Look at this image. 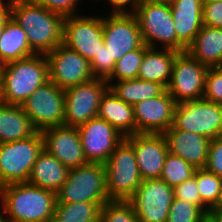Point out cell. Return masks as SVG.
<instances>
[{"mask_svg":"<svg viewBox=\"0 0 222 222\" xmlns=\"http://www.w3.org/2000/svg\"><path fill=\"white\" fill-rule=\"evenodd\" d=\"M11 17L25 30L35 54L51 52L62 43L64 16L33 0H12Z\"/></svg>","mask_w":222,"mask_h":222,"instance_id":"cell-1","label":"cell"},{"mask_svg":"<svg viewBox=\"0 0 222 222\" xmlns=\"http://www.w3.org/2000/svg\"><path fill=\"white\" fill-rule=\"evenodd\" d=\"M57 198L28 182L0 187V203L10 222H52Z\"/></svg>","mask_w":222,"mask_h":222,"instance_id":"cell-2","label":"cell"},{"mask_svg":"<svg viewBox=\"0 0 222 222\" xmlns=\"http://www.w3.org/2000/svg\"><path fill=\"white\" fill-rule=\"evenodd\" d=\"M49 80V67L44 54L7 63L0 73V102L21 105Z\"/></svg>","mask_w":222,"mask_h":222,"instance_id":"cell-3","label":"cell"},{"mask_svg":"<svg viewBox=\"0 0 222 222\" xmlns=\"http://www.w3.org/2000/svg\"><path fill=\"white\" fill-rule=\"evenodd\" d=\"M56 203H98L110 201L106 187V168L101 163L88 162L71 168L67 180L56 193Z\"/></svg>","mask_w":222,"mask_h":222,"instance_id":"cell-4","label":"cell"},{"mask_svg":"<svg viewBox=\"0 0 222 222\" xmlns=\"http://www.w3.org/2000/svg\"><path fill=\"white\" fill-rule=\"evenodd\" d=\"M104 166L109 199L128 201L143 181L133 146L124 138Z\"/></svg>","mask_w":222,"mask_h":222,"instance_id":"cell-5","label":"cell"},{"mask_svg":"<svg viewBox=\"0 0 222 222\" xmlns=\"http://www.w3.org/2000/svg\"><path fill=\"white\" fill-rule=\"evenodd\" d=\"M42 150L41 131L23 140L0 144V187L28 182L32 167Z\"/></svg>","mask_w":222,"mask_h":222,"instance_id":"cell-6","label":"cell"},{"mask_svg":"<svg viewBox=\"0 0 222 222\" xmlns=\"http://www.w3.org/2000/svg\"><path fill=\"white\" fill-rule=\"evenodd\" d=\"M134 15L146 46L177 51V36L170 5L141 1Z\"/></svg>","mask_w":222,"mask_h":222,"instance_id":"cell-7","label":"cell"},{"mask_svg":"<svg viewBox=\"0 0 222 222\" xmlns=\"http://www.w3.org/2000/svg\"><path fill=\"white\" fill-rule=\"evenodd\" d=\"M173 125L213 141L222 136V105L204 98L177 103Z\"/></svg>","mask_w":222,"mask_h":222,"instance_id":"cell-8","label":"cell"},{"mask_svg":"<svg viewBox=\"0 0 222 222\" xmlns=\"http://www.w3.org/2000/svg\"><path fill=\"white\" fill-rule=\"evenodd\" d=\"M62 43L91 62L104 44L103 15L65 16Z\"/></svg>","mask_w":222,"mask_h":222,"instance_id":"cell-9","label":"cell"},{"mask_svg":"<svg viewBox=\"0 0 222 222\" xmlns=\"http://www.w3.org/2000/svg\"><path fill=\"white\" fill-rule=\"evenodd\" d=\"M64 101V89L48 81L37 88L21 106L34 127L38 131H43L50 127L64 125Z\"/></svg>","mask_w":222,"mask_h":222,"instance_id":"cell-10","label":"cell"},{"mask_svg":"<svg viewBox=\"0 0 222 222\" xmlns=\"http://www.w3.org/2000/svg\"><path fill=\"white\" fill-rule=\"evenodd\" d=\"M108 14L103 16V39L108 48L109 64L115 69L119 59L144 43L134 14Z\"/></svg>","mask_w":222,"mask_h":222,"instance_id":"cell-11","label":"cell"},{"mask_svg":"<svg viewBox=\"0 0 222 222\" xmlns=\"http://www.w3.org/2000/svg\"><path fill=\"white\" fill-rule=\"evenodd\" d=\"M109 88L107 80L94 78L64 90V125L78 127L97 117L103 94Z\"/></svg>","mask_w":222,"mask_h":222,"instance_id":"cell-12","label":"cell"},{"mask_svg":"<svg viewBox=\"0 0 222 222\" xmlns=\"http://www.w3.org/2000/svg\"><path fill=\"white\" fill-rule=\"evenodd\" d=\"M209 67L191 57L186 51L179 52L173 63L168 93L176 103L203 98L205 78Z\"/></svg>","mask_w":222,"mask_h":222,"instance_id":"cell-13","label":"cell"},{"mask_svg":"<svg viewBox=\"0 0 222 222\" xmlns=\"http://www.w3.org/2000/svg\"><path fill=\"white\" fill-rule=\"evenodd\" d=\"M173 187L163 180H143L128 200L139 222H166L174 200Z\"/></svg>","mask_w":222,"mask_h":222,"instance_id":"cell-14","label":"cell"},{"mask_svg":"<svg viewBox=\"0 0 222 222\" xmlns=\"http://www.w3.org/2000/svg\"><path fill=\"white\" fill-rule=\"evenodd\" d=\"M49 80L60 89L83 84L94 79L90 62L63 43L46 54Z\"/></svg>","mask_w":222,"mask_h":222,"instance_id":"cell-15","label":"cell"},{"mask_svg":"<svg viewBox=\"0 0 222 222\" xmlns=\"http://www.w3.org/2000/svg\"><path fill=\"white\" fill-rule=\"evenodd\" d=\"M87 162L105 164L115 148L124 140L111 124L99 117L77 127Z\"/></svg>","mask_w":222,"mask_h":222,"instance_id":"cell-16","label":"cell"},{"mask_svg":"<svg viewBox=\"0 0 222 222\" xmlns=\"http://www.w3.org/2000/svg\"><path fill=\"white\" fill-rule=\"evenodd\" d=\"M43 149L56 157L64 166L76 168L87 162L77 127L59 125L41 131Z\"/></svg>","mask_w":222,"mask_h":222,"instance_id":"cell-17","label":"cell"},{"mask_svg":"<svg viewBox=\"0 0 222 222\" xmlns=\"http://www.w3.org/2000/svg\"><path fill=\"white\" fill-rule=\"evenodd\" d=\"M177 103L167 89L159 96L133 105L136 133H163L174 123Z\"/></svg>","mask_w":222,"mask_h":222,"instance_id":"cell-18","label":"cell"},{"mask_svg":"<svg viewBox=\"0 0 222 222\" xmlns=\"http://www.w3.org/2000/svg\"><path fill=\"white\" fill-rule=\"evenodd\" d=\"M125 139L133 146L141 178L159 179L169 153L163 134L136 133Z\"/></svg>","mask_w":222,"mask_h":222,"instance_id":"cell-19","label":"cell"},{"mask_svg":"<svg viewBox=\"0 0 222 222\" xmlns=\"http://www.w3.org/2000/svg\"><path fill=\"white\" fill-rule=\"evenodd\" d=\"M162 134L170 154L181 157L196 169L205 168L210 141L203 135L182 131L174 125Z\"/></svg>","mask_w":222,"mask_h":222,"instance_id":"cell-20","label":"cell"},{"mask_svg":"<svg viewBox=\"0 0 222 222\" xmlns=\"http://www.w3.org/2000/svg\"><path fill=\"white\" fill-rule=\"evenodd\" d=\"M170 9L177 36V51L185 52L204 25L203 1L175 0Z\"/></svg>","mask_w":222,"mask_h":222,"instance_id":"cell-21","label":"cell"},{"mask_svg":"<svg viewBox=\"0 0 222 222\" xmlns=\"http://www.w3.org/2000/svg\"><path fill=\"white\" fill-rule=\"evenodd\" d=\"M97 117L107 121L124 137L136 134L133 106L118 98L110 88L101 98Z\"/></svg>","mask_w":222,"mask_h":222,"instance_id":"cell-22","label":"cell"},{"mask_svg":"<svg viewBox=\"0 0 222 222\" xmlns=\"http://www.w3.org/2000/svg\"><path fill=\"white\" fill-rule=\"evenodd\" d=\"M69 168L43 149L37 156L28 183L57 193L67 180Z\"/></svg>","mask_w":222,"mask_h":222,"instance_id":"cell-23","label":"cell"},{"mask_svg":"<svg viewBox=\"0 0 222 222\" xmlns=\"http://www.w3.org/2000/svg\"><path fill=\"white\" fill-rule=\"evenodd\" d=\"M37 132L21 105L0 102V144L23 140Z\"/></svg>","mask_w":222,"mask_h":222,"instance_id":"cell-24","label":"cell"},{"mask_svg":"<svg viewBox=\"0 0 222 222\" xmlns=\"http://www.w3.org/2000/svg\"><path fill=\"white\" fill-rule=\"evenodd\" d=\"M178 53L172 49L149 48L144 54L137 78L157 82L167 89Z\"/></svg>","mask_w":222,"mask_h":222,"instance_id":"cell-25","label":"cell"},{"mask_svg":"<svg viewBox=\"0 0 222 222\" xmlns=\"http://www.w3.org/2000/svg\"><path fill=\"white\" fill-rule=\"evenodd\" d=\"M186 52L208 67L222 62V28L203 25Z\"/></svg>","mask_w":222,"mask_h":222,"instance_id":"cell-26","label":"cell"},{"mask_svg":"<svg viewBox=\"0 0 222 222\" xmlns=\"http://www.w3.org/2000/svg\"><path fill=\"white\" fill-rule=\"evenodd\" d=\"M33 54L25 30L11 17L0 36L1 58L7 64Z\"/></svg>","mask_w":222,"mask_h":222,"instance_id":"cell-27","label":"cell"},{"mask_svg":"<svg viewBox=\"0 0 222 222\" xmlns=\"http://www.w3.org/2000/svg\"><path fill=\"white\" fill-rule=\"evenodd\" d=\"M113 93L130 105H135L146 99L155 98L161 95L166 88L153 81H145L139 78L108 82Z\"/></svg>","mask_w":222,"mask_h":222,"instance_id":"cell-28","label":"cell"},{"mask_svg":"<svg viewBox=\"0 0 222 222\" xmlns=\"http://www.w3.org/2000/svg\"><path fill=\"white\" fill-rule=\"evenodd\" d=\"M194 176L201 196V209L211 215L213 210L222 208V178L205 168L196 169Z\"/></svg>","mask_w":222,"mask_h":222,"instance_id":"cell-29","label":"cell"},{"mask_svg":"<svg viewBox=\"0 0 222 222\" xmlns=\"http://www.w3.org/2000/svg\"><path fill=\"white\" fill-rule=\"evenodd\" d=\"M100 212L98 203H56L52 222H99Z\"/></svg>","mask_w":222,"mask_h":222,"instance_id":"cell-30","label":"cell"},{"mask_svg":"<svg viewBox=\"0 0 222 222\" xmlns=\"http://www.w3.org/2000/svg\"><path fill=\"white\" fill-rule=\"evenodd\" d=\"M196 168L181 157L168 153L160 179L175 187L194 176Z\"/></svg>","mask_w":222,"mask_h":222,"instance_id":"cell-31","label":"cell"},{"mask_svg":"<svg viewBox=\"0 0 222 222\" xmlns=\"http://www.w3.org/2000/svg\"><path fill=\"white\" fill-rule=\"evenodd\" d=\"M148 49L149 47L143 44L138 49L126 53L116 62L114 72L107 82L137 78L144 54Z\"/></svg>","mask_w":222,"mask_h":222,"instance_id":"cell-32","label":"cell"},{"mask_svg":"<svg viewBox=\"0 0 222 222\" xmlns=\"http://www.w3.org/2000/svg\"><path fill=\"white\" fill-rule=\"evenodd\" d=\"M100 222H139L129 201L110 200L100 212Z\"/></svg>","mask_w":222,"mask_h":222,"instance_id":"cell-33","label":"cell"},{"mask_svg":"<svg viewBox=\"0 0 222 222\" xmlns=\"http://www.w3.org/2000/svg\"><path fill=\"white\" fill-rule=\"evenodd\" d=\"M207 216L199 206L174 198L166 222H202Z\"/></svg>","mask_w":222,"mask_h":222,"instance_id":"cell-34","label":"cell"},{"mask_svg":"<svg viewBox=\"0 0 222 222\" xmlns=\"http://www.w3.org/2000/svg\"><path fill=\"white\" fill-rule=\"evenodd\" d=\"M203 98L222 105V71L217 67H209L206 73Z\"/></svg>","mask_w":222,"mask_h":222,"instance_id":"cell-35","label":"cell"},{"mask_svg":"<svg viewBox=\"0 0 222 222\" xmlns=\"http://www.w3.org/2000/svg\"><path fill=\"white\" fill-rule=\"evenodd\" d=\"M90 68L94 78L108 80L112 76L114 68L109 64L108 48L105 44L100 47L98 54L90 62Z\"/></svg>","mask_w":222,"mask_h":222,"instance_id":"cell-36","label":"cell"},{"mask_svg":"<svg viewBox=\"0 0 222 222\" xmlns=\"http://www.w3.org/2000/svg\"><path fill=\"white\" fill-rule=\"evenodd\" d=\"M175 199H181L201 208V196L195 176L173 188Z\"/></svg>","mask_w":222,"mask_h":222,"instance_id":"cell-37","label":"cell"},{"mask_svg":"<svg viewBox=\"0 0 222 222\" xmlns=\"http://www.w3.org/2000/svg\"><path fill=\"white\" fill-rule=\"evenodd\" d=\"M37 4L47 8L48 10L57 12L65 16L76 15L78 5L81 0H33ZM77 12V13H76Z\"/></svg>","mask_w":222,"mask_h":222,"instance_id":"cell-38","label":"cell"},{"mask_svg":"<svg viewBox=\"0 0 222 222\" xmlns=\"http://www.w3.org/2000/svg\"><path fill=\"white\" fill-rule=\"evenodd\" d=\"M205 169L222 178V136L210 141Z\"/></svg>","mask_w":222,"mask_h":222,"instance_id":"cell-39","label":"cell"},{"mask_svg":"<svg viewBox=\"0 0 222 222\" xmlns=\"http://www.w3.org/2000/svg\"><path fill=\"white\" fill-rule=\"evenodd\" d=\"M203 24L222 28V1L203 3Z\"/></svg>","mask_w":222,"mask_h":222,"instance_id":"cell-40","label":"cell"},{"mask_svg":"<svg viewBox=\"0 0 222 222\" xmlns=\"http://www.w3.org/2000/svg\"><path fill=\"white\" fill-rule=\"evenodd\" d=\"M104 0H101V2ZM142 0H106L112 7L110 14H134ZM128 7V8H127Z\"/></svg>","mask_w":222,"mask_h":222,"instance_id":"cell-41","label":"cell"},{"mask_svg":"<svg viewBox=\"0 0 222 222\" xmlns=\"http://www.w3.org/2000/svg\"><path fill=\"white\" fill-rule=\"evenodd\" d=\"M217 222H222V208H217L211 212Z\"/></svg>","mask_w":222,"mask_h":222,"instance_id":"cell-42","label":"cell"},{"mask_svg":"<svg viewBox=\"0 0 222 222\" xmlns=\"http://www.w3.org/2000/svg\"><path fill=\"white\" fill-rule=\"evenodd\" d=\"M144 2L154 3V4H167L171 5L175 0H142Z\"/></svg>","mask_w":222,"mask_h":222,"instance_id":"cell-43","label":"cell"},{"mask_svg":"<svg viewBox=\"0 0 222 222\" xmlns=\"http://www.w3.org/2000/svg\"><path fill=\"white\" fill-rule=\"evenodd\" d=\"M0 209L2 210V211H0V222H10L9 219L6 217L1 205H0ZM2 212H3V214H2Z\"/></svg>","mask_w":222,"mask_h":222,"instance_id":"cell-44","label":"cell"},{"mask_svg":"<svg viewBox=\"0 0 222 222\" xmlns=\"http://www.w3.org/2000/svg\"><path fill=\"white\" fill-rule=\"evenodd\" d=\"M202 222H217L212 215H208Z\"/></svg>","mask_w":222,"mask_h":222,"instance_id":"cell-45","label":"cell"},{"mask_svg":"<svg viewBox=\"0 0 222 222\" xmlns=\"http://www.w3.org/2000/svg\"><path fill=\"white\" fill-rule=\"evenodd\" d=\"M6 63L3 61V59L0 56V73L4 70Z\"/></svg>","mask_w":222,"mask_h":222,"instance_id":"cell-46","label":"cell"},{"mask_svg":"<svg viewBox=\"0 0 222 222\" xmlns=\"http://www.w3.org/2000/svg\"><path fill=\"white\" fill-rule=\"evenodd\" d=\"M203 3H211V2H216V1H222V0H202Z\"/></svg>","mask_w":222,"mask_h":222,"instance_id":"cell-47","label":"cell"},{"mask_svg":"<svg viewBox=\"0 0 222 222\" xmlns=\"http://www.w3.org/2000/svg\"><path fill=\"white\" fill-rule=\"evenodd\" d=\"M5 24H0V36L2 34L3 28H4Z\"/></svg>","mask_w":222,"mask_h":222,"instance_id":"cell-48","label":"cell"},{"mask_svg":"<svg viewBox=\"0 0 222 222\" xmlns=\"http://www.w3.org/2000/svg\"><path fill=\"white\" fill-rule=\"evenodd\" d=\"M217 68L222 71V62L217 66Z\"/></svg>","mask_w":222,"mask_h":222,"instance_id":"cell-49","label":"cell"}]
</instances>
